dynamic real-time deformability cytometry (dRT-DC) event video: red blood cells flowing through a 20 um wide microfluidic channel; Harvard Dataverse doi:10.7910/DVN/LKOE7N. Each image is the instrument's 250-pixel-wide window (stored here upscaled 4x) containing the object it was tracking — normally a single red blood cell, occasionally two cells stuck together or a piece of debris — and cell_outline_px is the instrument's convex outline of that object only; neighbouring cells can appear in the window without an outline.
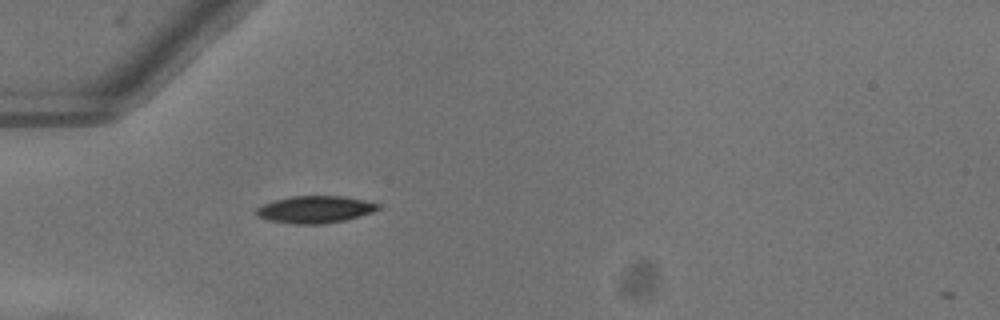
{"species": "common noctule bat (a hibernating species)", "species_latin": "Nyctalus noctula", "temperature_condition": "warm", "stored_images_in_passage": 36, "camera_frame_rate_fps": 3000, "um_per_image_px": 0.085, "animal": {"sex": "female"}, "frame": {"image": 1, "passage_image": 1, "time_ms": 0.0, "image_size_px": [1000, 320], "cell_outline_px": [[380, 208], [372, 212], [360, 216], [344, 220], [324, 224], [296, 224], [268, 220], [256, 216], [256, 208], [264, 204], [276, 200], [292, 196], [344, 196], [364, 200], [380, 204]], "centroid_in_image_um": [26.79, 17.8], "position_along_channel_um": 58.2, "area_um2": 19.19}}
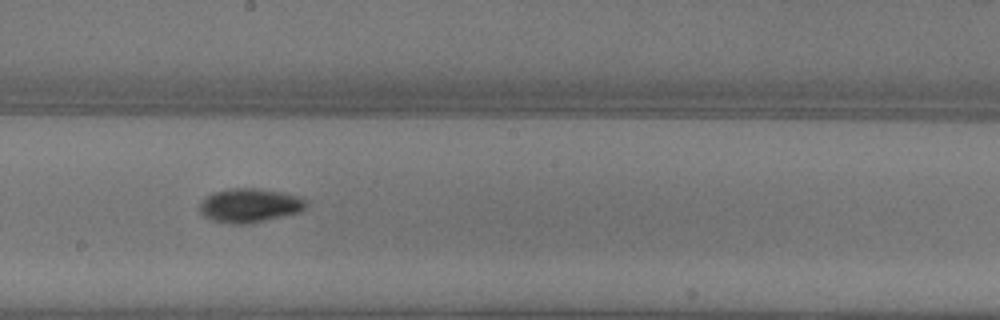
{"frame": {"image": 2, "passage_image": 14, "time_ms": 4.333, "image_size_px": [1000, 320], "cell_outline_px": [[308, 204], [300, 212], [248, 224], [232, 224], [212, 220], [204, 216], [200, 212], [200, 204], [208, 196], [216, 192], [232, 188], [260, 188], [300, 196], [308, 200]], "centroid_in_image_um": [21.27, 17.46], "position_along_channel_um": 226.9, "area_um2": 20.98}}
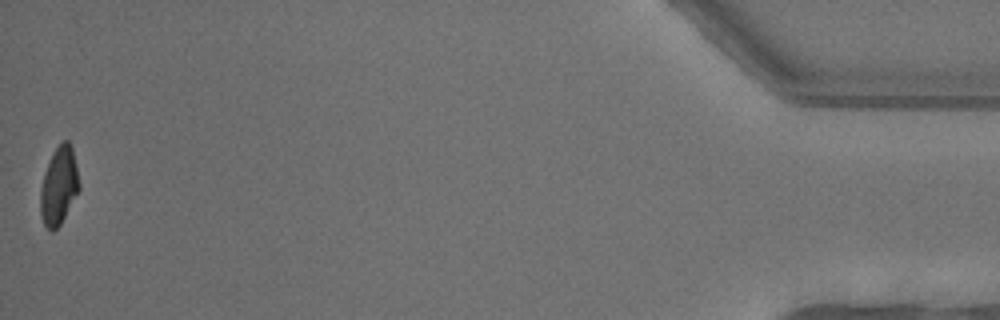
{"frame": {"image": 3, "passage_image": 36, "time_ms": 11.667, "image_size_px": [1000, 320], "cell_outline_px": [[80, 188], [60, 224], [52, 232], [44, 224], [40, 212], [40, 192], [44, 172], [56, 148], [64, 140], [68, 140], [72, 148], [80, 184]], "centroid_in_image_um": [5.0, 15.81], "position_along_channel_um": 430.2, "area_um2": 17.17}, "authors_computed_cell_mechanics": {"area_um2": 19.1318, "velocity_mm_per_s": 4.0494, "shape_relaxation_time_tau1_ms": 2.2689, "shape_relaxation_time_tau2_ms": 4.9619, "deformation_change_tau1": 0.1544, "deformation_change_tau2": 0.0784}}